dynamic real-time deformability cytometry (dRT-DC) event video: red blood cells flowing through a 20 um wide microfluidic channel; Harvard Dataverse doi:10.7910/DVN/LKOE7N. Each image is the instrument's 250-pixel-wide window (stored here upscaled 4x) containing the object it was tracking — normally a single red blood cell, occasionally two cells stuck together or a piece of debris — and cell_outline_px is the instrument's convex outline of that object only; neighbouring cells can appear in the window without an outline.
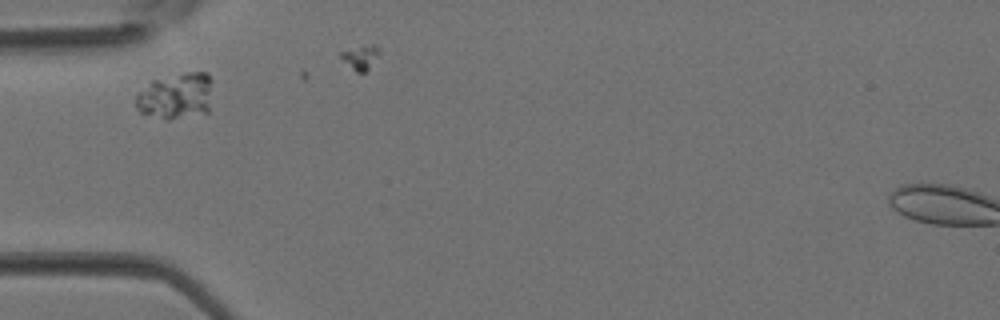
{"species": "Egyptian fruit bat (a non-hibernating species)", "species_latin": "Rousettus aegyptiacus", "temperature_condition": "room temperature", "stored_images_in_passage": 32, "segment_of_instrument_passage": [1, 2], "camera_frame_rate_fps": 3000, "um_per_image_px": 0.085, "animal": {"sex": "female"}, "frame": {"image": 1, "passage_image": 3, "time_ms": 0.667, "image_size_px": [1000, 320], "cell_outline_px": [[208, 112], [168, 120], [164, 120], [140, 112], [136, 108], [136, 92], [152, 80], [184, 72], [208, 72]], "centroid_in_image_um": [14.86, 8.17], "position_along_channel_um": 70.1, "area_um2": 20.29}}
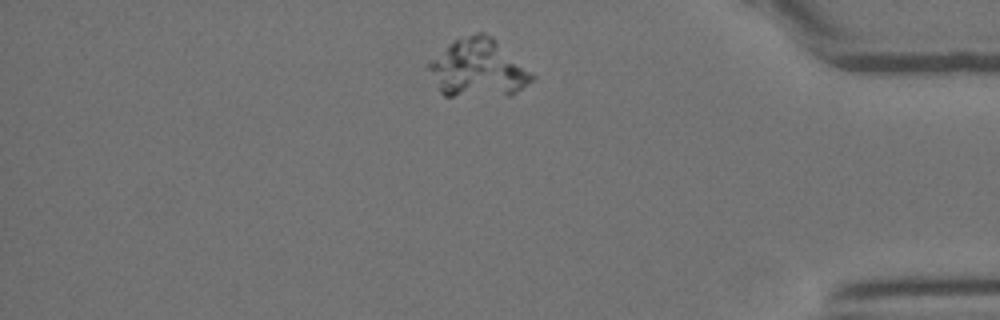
{"frame": {"image": 2, "passage_image": 25, "time_ms": 8.0, "image_size_px": [1000, 320], "cell_outline_px": [[536, 76], [532, 80], [516, 92], [508, 96], [444, 96], [440, 92], [424, 64], [428, 60], [452, 40], [476, 32], [484, 32], [492, 36]], "centroid_in_image_um": [40.58, 5.79], "position_along_channel_um": 394.6, "area_um2": 35.43}}